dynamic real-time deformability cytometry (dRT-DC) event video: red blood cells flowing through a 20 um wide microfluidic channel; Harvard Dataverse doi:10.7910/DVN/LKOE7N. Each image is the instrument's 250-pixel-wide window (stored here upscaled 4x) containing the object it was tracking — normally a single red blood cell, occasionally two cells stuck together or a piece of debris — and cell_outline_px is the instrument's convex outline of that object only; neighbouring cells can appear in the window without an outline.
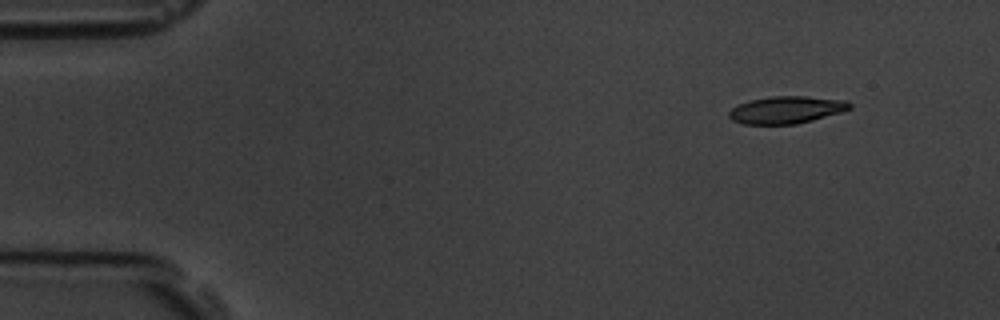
{"species": "common noctule bat (a hibernating species)", "species_latin": "Nyctalus noctula", "temperature_condition": "room temperature", "stored_images_in_passage": 3, "camera_frame_rate_fps": 3000, "um_per_image_px": 0.085, "animal": {"sex": "male", "body_mass_g": 19.5, "forearm_length_mm": 54.6}, "frame": {"image": 1, "passage_image": 1, "time_ms": 0.0, "image_size_px": [1000, 320], "cell_outline_px": [[852, 108], [840, 112], [812, 120], [796, 124], [744, 124], [732, 120], [728, 116], [728, 112], [736, 104], [748, 100], [772, 96], [804, 96], [848, 100], [852, 104]], "centroid_in_image_um": [66.82, 9.32], "position_along_channel_um": 18.2, "area_um2": 19.31}}